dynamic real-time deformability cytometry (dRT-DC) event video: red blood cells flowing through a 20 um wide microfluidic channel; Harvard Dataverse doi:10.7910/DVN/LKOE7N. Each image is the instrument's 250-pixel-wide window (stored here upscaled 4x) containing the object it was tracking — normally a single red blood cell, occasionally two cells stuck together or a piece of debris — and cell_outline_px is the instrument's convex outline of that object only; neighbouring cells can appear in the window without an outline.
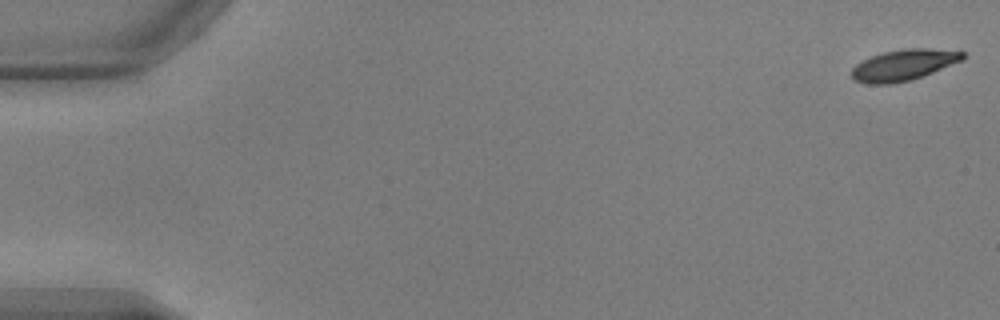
{"species": "common noctule bat (a hibernating species)", "species_latin": "Nyctalus noctula", "temperature_condition": "warm", "stored_images_in_passage": 4, "camera_frame_rate_fps": 3000, "um_per_image_px": 0.085, "animal": {"sex": "male", "body_mass_g": 17.9, "forearm_length_mm": 54.2}, "frame": {"image": 1, "passage_image": 1, "time_ms": 0.0, "image_size_px": [1000, 320], "cell_outline_px": [[964, 60], [912, 80], [892, 84], [868, 84], [852, 80], [852, 68], [856, 64], [872, 56], [884, 52], [904, 48], [928, 48], [964, 52]], "centroid_in_image_um": [76.8, 5.53], "position_along_channel_um": 8.2, "area_um2": 20.11}}